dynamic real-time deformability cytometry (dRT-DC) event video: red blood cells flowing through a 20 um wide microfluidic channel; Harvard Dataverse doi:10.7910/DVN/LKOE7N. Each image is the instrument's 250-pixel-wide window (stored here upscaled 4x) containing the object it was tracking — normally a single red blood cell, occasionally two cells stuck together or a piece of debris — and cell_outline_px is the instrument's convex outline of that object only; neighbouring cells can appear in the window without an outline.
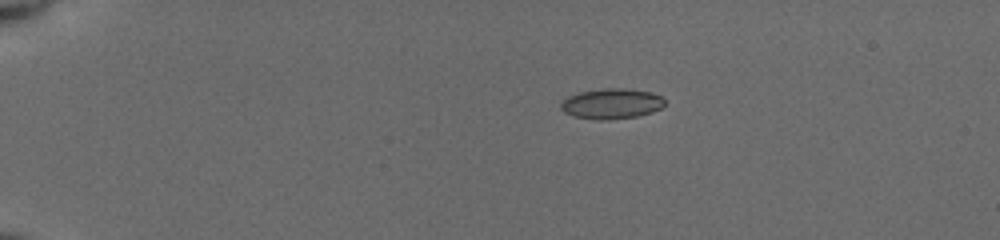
{"species": "common noctule bat (a hibernating species)", "species_latin": "Nyctalus noctula", "temperature_condition": "cold", "stored_images_in_passage": 43, "camera_frame_rate_fps": 3000, "um_per_image_px": 0.085, "animal": {"sex": "female", "body_mass_g": 19.5, "forearm_length_mm": 54.1}, "frame": {"image": 1, "passage_image": 1, "time_ms": 0.0, "image_size_px": [1000, 240], "cell_outline_px": [[664, 104], [660, 108], [652, 112], [636, 116], [608, 120], [596, 120], [572, 116], [564, 112], [560, 108], [560, 104], [568, 96], [580, 92], [604, 88], [624, 88], [652, 92], [664, 96]], "centroid_in_image_um": [51.98, 8.81], "position_along_channel_um": 33.0, "area_um2": 18.5}}
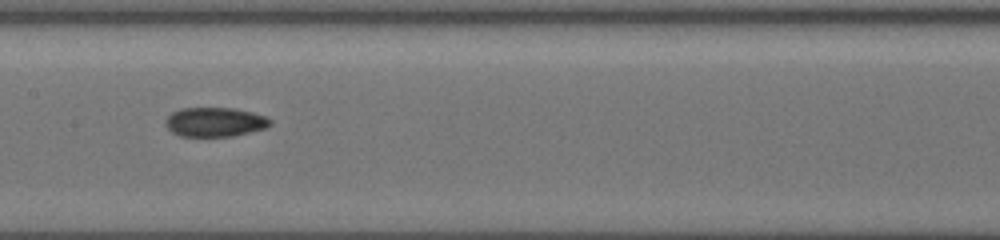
{"frame": {"image": 2, "passage_image": 19, "time_ms": 6.0, "image_size_px": [1000, 240], "cell_outline_px": [[272, 124], [264, 128], [232, 136], [180, 136], [172, 132], [164, 124], [168, 116], [172, 112], [184, 108], [236, 108], [252, 112], [264, 116], [272, 120]], "centroid_in_image_um": [18.26, 10.37], "position_along_channel_um": 189.1, "area_um2": 17.74}}
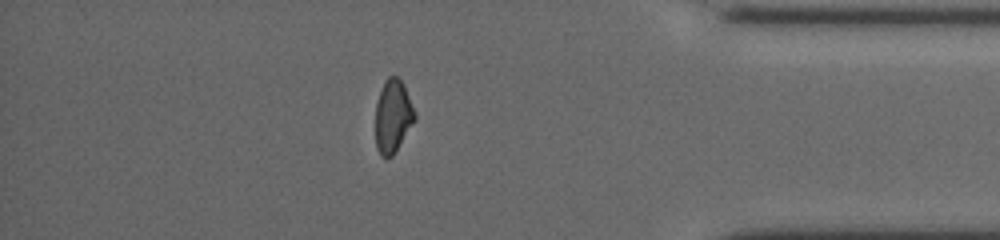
{"frame": {"image": 3, "passage_image": 37, "time_ms": 12.0, "image_size_px": [1000, 240], "cell_outline_px": [[416, 120], [392, 156], [380, 156], [376, 148], [376, 104], [384, 80], [388, 76], [396, 76], [404, 84], [416, 112]], "centroid_in_image_um": [33.41, 9.86], "position_along_channel_um": 401.8, "area_um2": 16.76}, "authors_computed_cell_mechanics": {"area_um2": 17.3978, "velocity_mm_per_s": 3.9327, "shape_relaxation_time_tau1_ms": null, "shape_relaxation_time_tau2_ms": 2.8746, "deformation_change_tau1": null, "deformation_change_tau2": 0.0785}}